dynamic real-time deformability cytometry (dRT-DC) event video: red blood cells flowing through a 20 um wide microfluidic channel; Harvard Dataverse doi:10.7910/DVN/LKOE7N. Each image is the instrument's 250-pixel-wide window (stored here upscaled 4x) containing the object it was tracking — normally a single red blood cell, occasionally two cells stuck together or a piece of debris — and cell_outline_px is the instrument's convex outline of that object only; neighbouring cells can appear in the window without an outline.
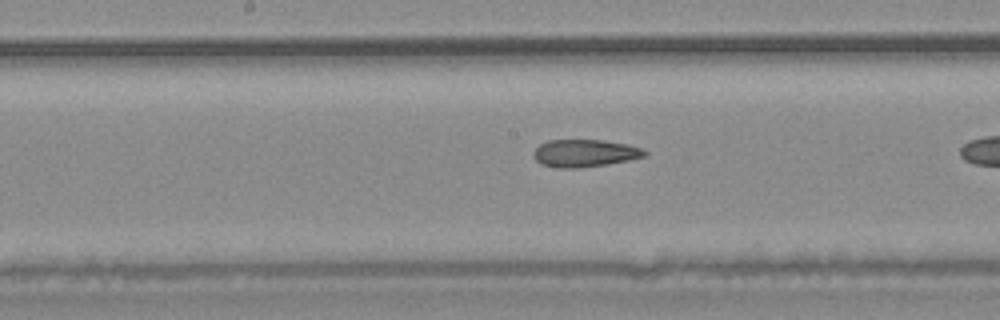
{"species": "common noctule bat (a hibernating species)", "species_latin": "Nyctalus noctula", "temperature_condition": "warm", "stored_images_in_passage": 29, "camera_frame_rate_fps": 3000, "um_per_image_px": 0.085, "animal": {"sex": "male", "body_mass_g": 20.4}, "frame": {"image": 1, "passage_image": 21, "time_ms": 6.667, "image_size_px": [1000, 320], "cell_outline_px": [[648, 156], [628, 160], [580, 168], [560, 168], [540, 164], [532, 156], [532, 152], [540, 144], [548, 140], [600, 140], [628, 144], [640, 148], [648, 152]], "centroid_in_image_um": [49.68, 13.02], "position_along_channel_um": 198.5, "area_um2": 17.8}}